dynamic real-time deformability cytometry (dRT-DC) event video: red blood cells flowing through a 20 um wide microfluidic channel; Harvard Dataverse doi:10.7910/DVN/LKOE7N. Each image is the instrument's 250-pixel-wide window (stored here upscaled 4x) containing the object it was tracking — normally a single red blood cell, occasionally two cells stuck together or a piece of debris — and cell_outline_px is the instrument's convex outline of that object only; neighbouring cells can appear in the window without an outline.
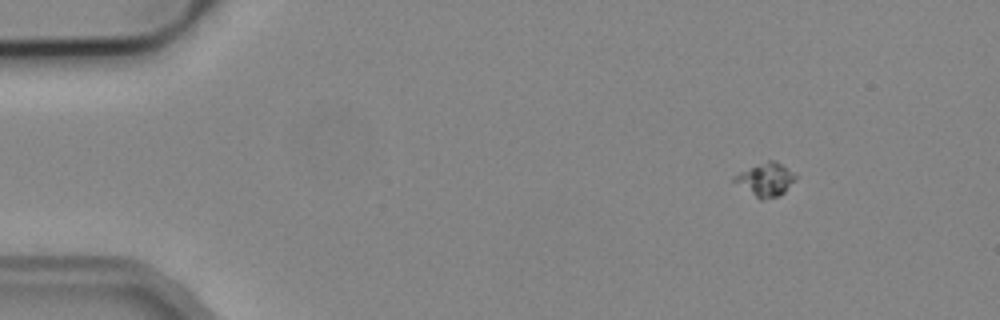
{"species": "common noctule bat (a hibernating species)", "species_latin": "Nyctalus noctula", "temperature_condition": "cold", "stored_images_in_passage": 4, "camera_frame_rate_fps": 3000, "um_per_image_px": 0.085, "animal": {"sex": "male", "body_mass_g": 19.2, "forearm_length_mm": 51.8}, "frame": {"image": 1, "passage_image": 1, "time_ms": 0.0, "image_size_px": [1000, 320], "cell_outline_px": [[796, 180], [780, 196], [764, 200], [760, 200], [732, 180], [732, 176], [740, 172], [768, 160], [776, 160], [796, 172]], "centroid_in_image_um": [65.13, 15.26], "position_along_channel_um": 19.9, "area_um2": 11.96}}
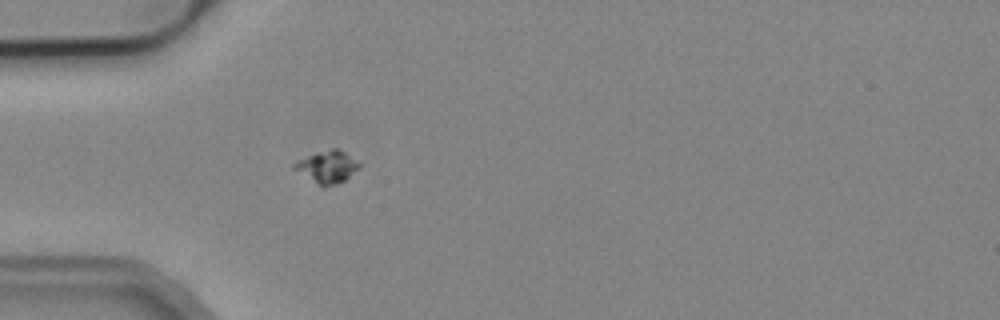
{"frame": {"image": 2, "passage_image": 4, "time_ms": 3.333, "image_size_px": [1000, 320], "cell_outline_px": [[360, 168], [344, 180], [336, 184], [324, 188], [292, 168], [292, 164], [316, 152], [332, 148], [336, 148], [344, 152], [360, 164]], "centroid_in_image_um": [27.81, 14.19], "position_along_channel_um": 57.2, "area_um2": 11.96}}